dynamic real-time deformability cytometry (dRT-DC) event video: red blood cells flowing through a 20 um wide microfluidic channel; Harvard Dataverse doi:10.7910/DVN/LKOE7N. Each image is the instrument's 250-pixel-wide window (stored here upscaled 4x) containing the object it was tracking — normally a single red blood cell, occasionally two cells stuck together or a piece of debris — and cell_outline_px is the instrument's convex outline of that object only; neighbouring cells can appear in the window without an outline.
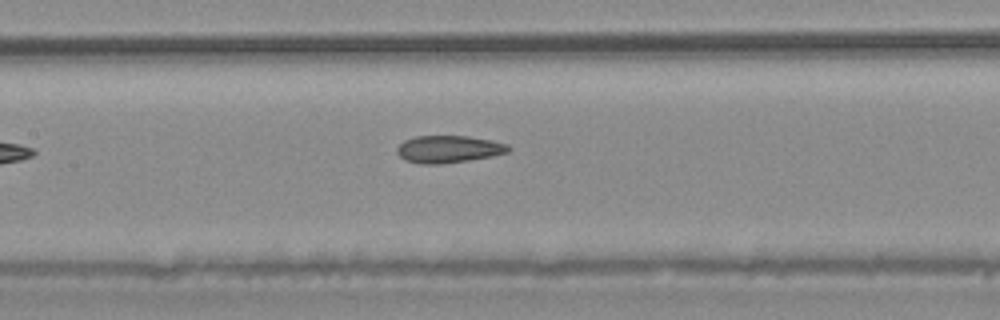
{"species": "common noctule bat (a hibernating species)", "species_latin": "Nyctalus noctula", "temperature_condition": "warm", "stored_images_in_passage": 7, "camera_frame_rate_fps": 3000, "um_per_image_px": 0.085, "animal": {"sex": "male", "body_mass_g": 20.4}, "frame": {"image": 1, "passage_image": 7, "time_ms": 2.0, "image_size_px": [1000, 320], "cell_outline_px": [[512, 148], [508, 152], [492, 156], [468, 160], [440, 164], [420, 164], [404, 160], [396, 152], [396, 148], [404, 140], [416, 136], [468, 136], [492, 140], [508, 144]], "centroid_in_image_um": [38.13, 12.67], "position_along_channel_um": 169.3, "area_um2": 17.8}}